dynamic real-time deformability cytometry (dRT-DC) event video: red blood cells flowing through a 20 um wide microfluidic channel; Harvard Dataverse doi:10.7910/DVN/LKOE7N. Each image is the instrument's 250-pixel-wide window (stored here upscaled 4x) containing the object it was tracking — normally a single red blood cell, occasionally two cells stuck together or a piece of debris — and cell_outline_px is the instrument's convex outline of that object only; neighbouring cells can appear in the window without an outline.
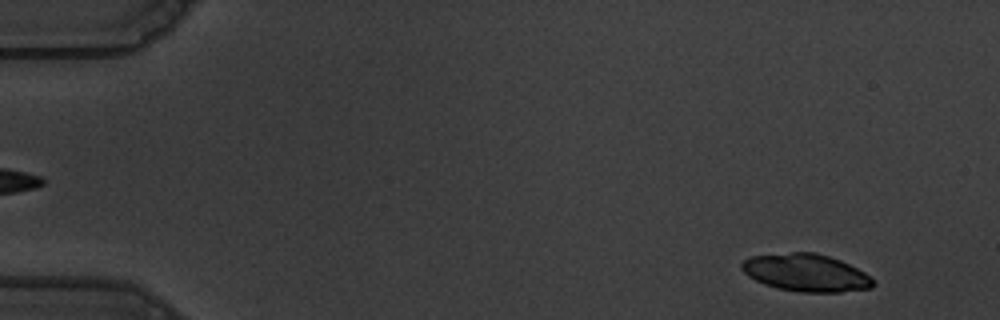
{"species": "common noctule bat (a hibernating species)", "species_latin": "Nyctalus noctula", "temperature_condition": "warm", "stored_images_in_passage": 54, "camera_frame_rate_fps": 3000, "um_per_image_px": 0.085, "animal": {"sex": "male", "body_mass_g": 19.5, "forearm_length_mm": 54.6}, "frame": {"image": 1, "passage_image": 3, "time_ms": 0.667, "image_size_px": [1000, 320], "cell_outline_px": [[876, 284], [872, 288], [840, 292], [800, 292], [776, 288], [764, 284], [748, 276], [740, 268], [740, 264], [744, 260], [752, 256], [792, 252], [816, 252], [840, 260], [864, 272]], "centroid_in_image_um": [68.49, 23.18], "position_along_channel_um": 16.5, "area_um2": 28.67}}